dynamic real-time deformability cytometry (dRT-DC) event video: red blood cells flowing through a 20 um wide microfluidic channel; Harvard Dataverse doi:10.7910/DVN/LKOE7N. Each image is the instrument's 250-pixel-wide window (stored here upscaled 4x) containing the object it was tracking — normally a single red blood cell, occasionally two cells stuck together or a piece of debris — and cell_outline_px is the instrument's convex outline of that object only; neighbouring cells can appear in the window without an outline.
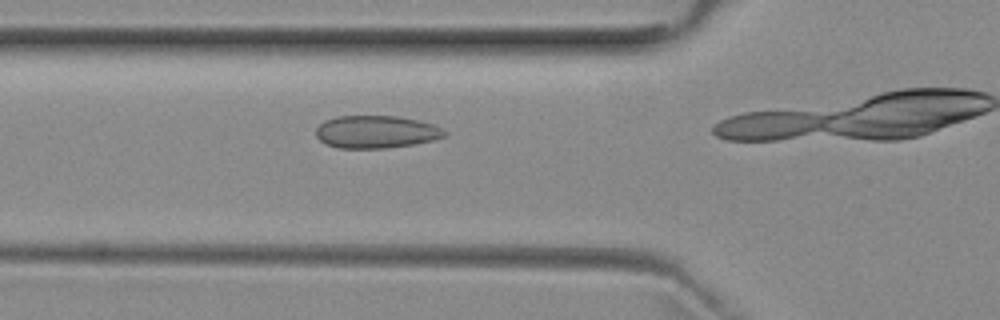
{"species": "common noctule bat (a hibernating species)", "species_latin": "Nyctalus noctula", "temperature_condition": "room temperature", "stored_images_in_passage": 10, "camera_frame_rate_fps": 3000, "um_per_image_px": 0.085, "animal": {"sex": "female", "body_mass_g": 29.2, "forearm_length_mm": 56.3}, "frame": {"image": 1, "passage_image": 9, "time_ms": 2.667, "image_size_px": [1000, 320], "cell_outline_px": [[448, 132], [444, 136], [432, 140], [412, 144], [388, 148], [336, 148], [320, 140], [316, 136], [316, 128], [324, 120], [336, 116], [396, 116], [416, 120], [432, 124], [444, 128]], "centroid_in_image_um": [31.96, 11.2], "position_along_channel_um": 93.8, "area_um2": 24.39}}